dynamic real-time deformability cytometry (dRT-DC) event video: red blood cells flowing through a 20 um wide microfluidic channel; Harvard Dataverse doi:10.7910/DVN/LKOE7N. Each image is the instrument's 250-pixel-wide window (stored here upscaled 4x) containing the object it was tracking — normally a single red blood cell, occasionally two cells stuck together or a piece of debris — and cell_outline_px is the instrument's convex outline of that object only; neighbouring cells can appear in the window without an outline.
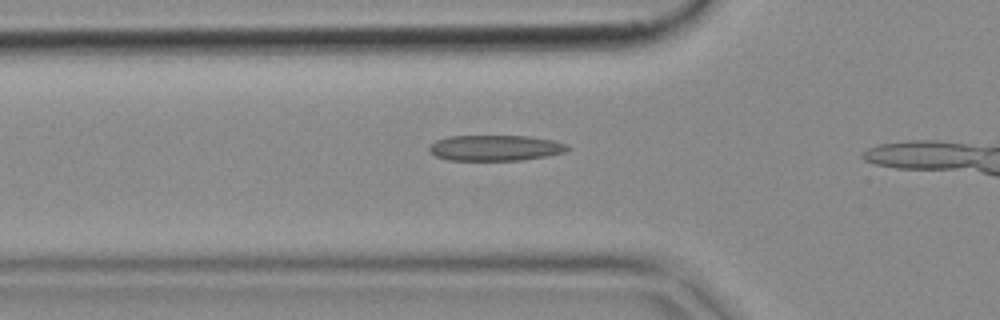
{"species": "common noctule bat (a hibernating species)", "species_latin": "Nyctalus noctula", "temperature_condition": "cold", "stored_images_in_passage": 5, "camera_frame_rate_fps": 3000, "um_per_image_px": 0.085, "animal": {"sex": "female", "body_mass_g": 18.4}, "frame": {"image": 1, "passage_image": 3, "time_ms": 0.667, "image_size_px": [1000, 320], "cell_outline_px": [[572, 148], [564, 152], [548, 156], [520, 160], [448, 160], [436, 156], [428, 148], [436, 140], [448, 136], [528, 136], [552, 140], [568, 144]], "centroid_in_image_um": [42.14, 12.57], "position_along_channel_um": 83.7, "area_um2": 20.69}}